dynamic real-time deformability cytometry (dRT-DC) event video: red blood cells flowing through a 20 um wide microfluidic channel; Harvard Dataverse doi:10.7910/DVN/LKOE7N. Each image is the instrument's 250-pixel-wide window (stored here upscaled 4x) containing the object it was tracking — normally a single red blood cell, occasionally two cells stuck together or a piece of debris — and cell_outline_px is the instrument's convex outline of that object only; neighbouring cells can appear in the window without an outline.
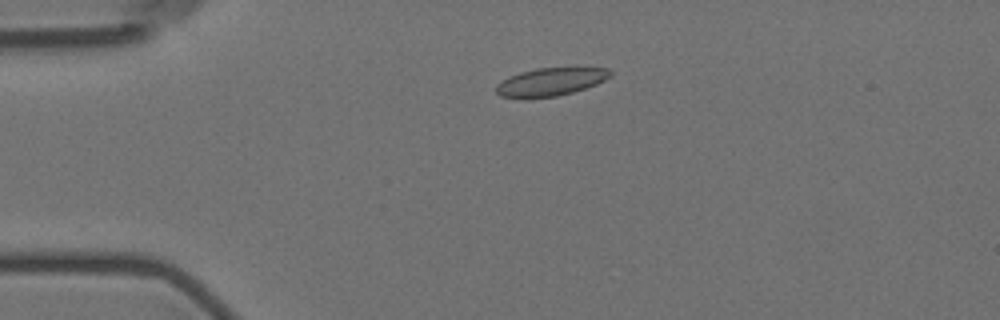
{"species": "Egyptian fruit bat (a non-hibernating species)", "species_latin": "Rousettus aegyptiacus", "temperature_condition": "room temperature", "stored_images_in_passage": 4, "camera_frame_rate_fps": 3000, "um_per_image_px": 0.085, "animal": {"sex": "female"}, "frame": {"image": 1, "passage_image": 3, "time_ms": 2.667, "image_size_px": [1000, 320], "cell_outline_px": [[612, 76], [596, 84], [572, 92], [556, 96], [528, 100], [520, 100], [500, 96], [496, 92], [496, 84], [508, 76], [520, 72], [536, 68], [608, 68], [612, 72]], "centroid_in_image_um": [46.72, 6.99], "position_along_channel_um": 38.3, "area_um2": 19.02}}